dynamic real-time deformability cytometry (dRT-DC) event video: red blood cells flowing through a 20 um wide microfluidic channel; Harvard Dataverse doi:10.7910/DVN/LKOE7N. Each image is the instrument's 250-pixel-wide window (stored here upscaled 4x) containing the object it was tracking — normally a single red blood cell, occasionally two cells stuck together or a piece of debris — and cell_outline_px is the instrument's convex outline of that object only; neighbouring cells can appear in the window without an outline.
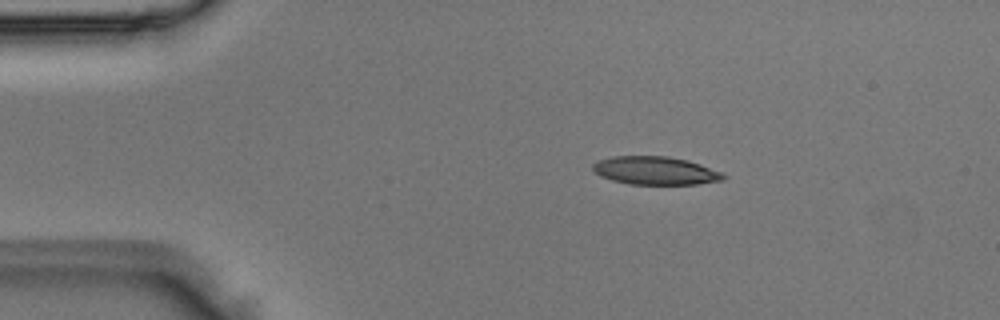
{"species": "Egyptian fruit bat (a non-hibernating species)", "species_latin": "Rousettus aegyptiacus", "temperature_condition": "room temperature", "stored_images_in_passage": 4, "camera_frame_rate_fps": 3000, "um_per_image_px": 0.085, "animal": {"sex": "male"}, "frame": {"image": 1, "passage_image": 1, "time_ms": 0.0, "image_size_px": [1000, 320], "cell_outline_px": [[728, 176], [724, 180], [696, 184], [628, 184], [612, 180], [600, 176], [592, 168], [592, 164], [600, 160], [612, 156], [668, 156], [688, 160], [700, 164], [720, 172]], "centroid_in_image_um": [55.71, 14.5], "position_along_channel_um": 29.3, "area_um2": 21.39}}
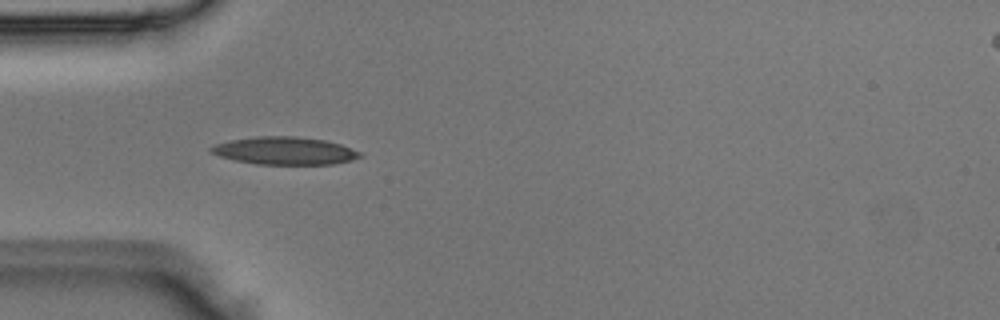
{"frame": {"image": 2, "passage_image": 2, "time_ms": 0.333, "image_size_px": [1000, 320], "cell_outline_px": [[364, 156], [352, 160], [332, 164], [256, 164], [236, 160], [220, 156], [212, 152], [208, 148], [216, 144], [232, 140], [256, 136], [296, 136], [324, 140], [340, 144], [360, 152]], "centroid_in_image_um": [24.22, 12.81], "position_along_channel_um": 60.8, "area_um2": 23.81}}
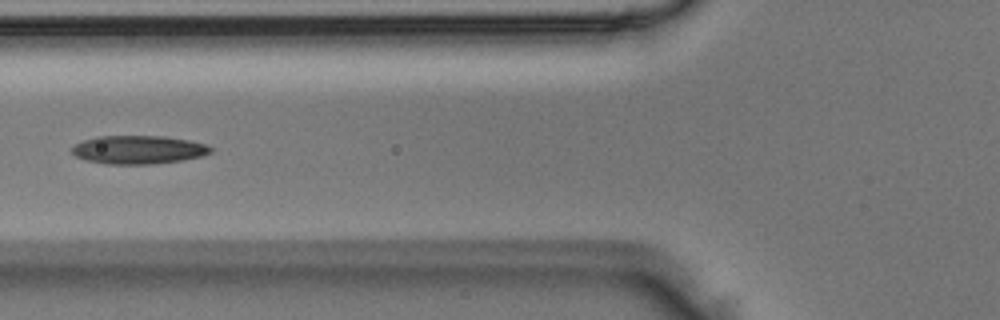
{"frame": {"image": 3, "passage_image": 3, "time_ms": 0.667, "image_size_px": [1000, 320], "cell_outline_px": [[212, 152], [204, 156], [184, 160], [152, 164], [104, 164], [84, 160], [76, 156], [72, 152], [72, 148], [76, 144], [84, 140], [96, 136], [164, 136], [188, 140], [204, 144], [212, 148]], "centroid_in_image_um": [11.77, 12.73], "position_along_channel_um": 114.0, "area_um2": 23.06}}